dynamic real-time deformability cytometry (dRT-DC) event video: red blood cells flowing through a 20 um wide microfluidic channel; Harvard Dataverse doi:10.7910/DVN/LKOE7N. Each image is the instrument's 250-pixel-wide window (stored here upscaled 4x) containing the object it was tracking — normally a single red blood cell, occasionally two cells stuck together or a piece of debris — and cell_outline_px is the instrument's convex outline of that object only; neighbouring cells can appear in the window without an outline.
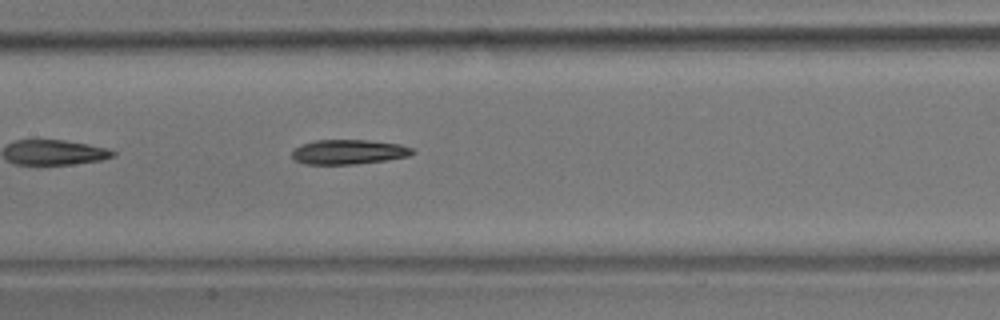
{"species": "common noctule bat (a hibernating species)", "species_latin": "Nyctalus noctula", "temperature_condition": "room temperature", "stored_images_in_passage": 41, "camera_frame_rate_fps": 3000, "um_per_image_px": 0.085, "animal": {"sex": "male", "body_mass_g": 17.9}, "frame": {"image": 1, "passage_image": 12, "time_ms": 3.667, "image_size_px": [1000, 320], "cell_outline_px": [[416, 152], [408, 156], [388, 160], [356, 164], [304, 164], [296, 160], [292, 156], [292, 152], [300, 144], [312, 140], [368, 140], [400, 144], [412, 148]], "centroid_in_image_um": [29.64, 12.91], "position_along_channel_um": 177.8, "area_um2": 17.4}}
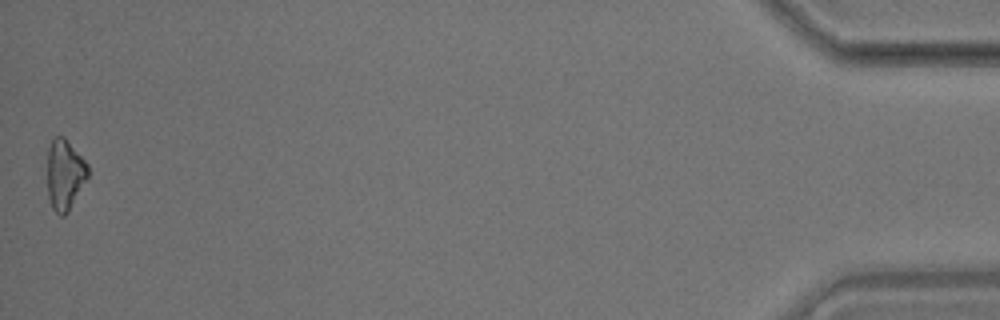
{"frame": {"image": 2, "passage_image": 41, "time_ms": 13.333, "image_size_px": [1000, 320], "cell_outline_px": [[88, 176], [68, 212], [64, 216], [60, 216], [52, 208], [48, 200], [48, 148], [52, 140], [56, 136], [64, 136], [88, 164]], "centroid_in_image_um": [5.5, 14.85], "position_along_channel_um": 429.7, "area_um2": 16.59}, "authors_computed_cell_mechanics": {"area_um2": 17.2244, "velocity_mm_per_s": 3.5696, "shape_relaxation_time_tau1_ms": 3.5631, "shape_relaxation_time_tau2_ms": null, "deformation_change_tau1": 0.1611, "deformation_change_tau2": null}}